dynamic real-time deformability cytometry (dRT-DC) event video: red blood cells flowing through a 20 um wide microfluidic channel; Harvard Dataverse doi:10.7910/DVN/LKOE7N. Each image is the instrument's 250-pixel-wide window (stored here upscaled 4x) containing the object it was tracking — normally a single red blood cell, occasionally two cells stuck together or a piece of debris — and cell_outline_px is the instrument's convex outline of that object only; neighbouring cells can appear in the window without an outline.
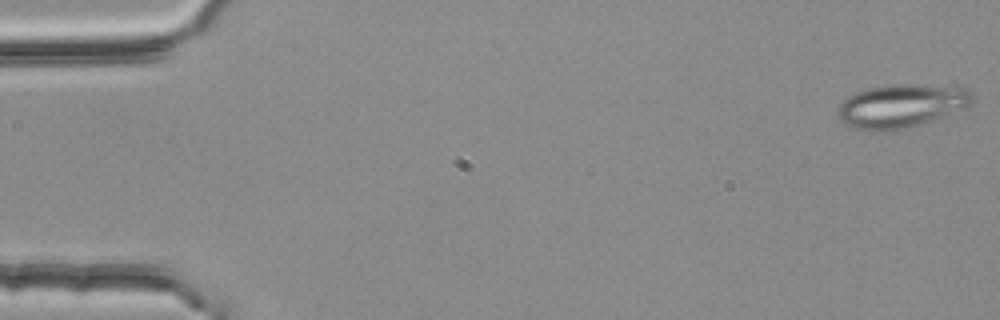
{"species": "common noctule bat (a hibernating species)", "species_latin": "Nyctalus noctula", "temperature_condition": "room temperature", "stored_images_in_passage": 4, "camera_frame_rate_fps": 3000, "um_per_image_px": 0.085, "animal": {"sex": "female", "body_mass_g": 25.1}, "frame": {"image": 1, "passage_image": 1, "time_ms": 0.0, "image_size_px": [1000, 320], "cell_outline_px": [[972, 104], [964, 108], [904, 128], [856, 128], [844, 124], [836, 112], [840, 104], [848, 96], [856, 92], [868, 88], [892, 84], [924, 84], [968, 88], [972, 92]], "centroid_in_image_um": [76.62, 8.93], "position_along_channel_um": 8.4, "area_um2": 33.0}}